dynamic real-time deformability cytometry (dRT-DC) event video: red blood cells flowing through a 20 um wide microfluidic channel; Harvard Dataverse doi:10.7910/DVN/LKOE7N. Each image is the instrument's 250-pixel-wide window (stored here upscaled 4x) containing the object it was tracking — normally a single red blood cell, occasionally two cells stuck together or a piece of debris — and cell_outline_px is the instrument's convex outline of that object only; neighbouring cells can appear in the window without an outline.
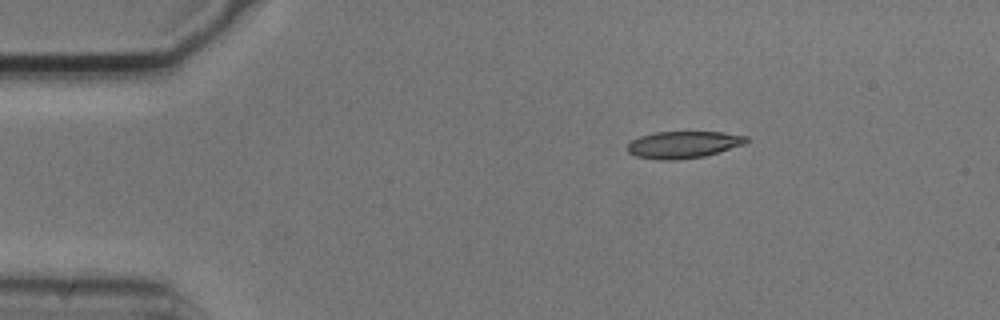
{"species": "common noctule bat (a hibernating species)", "species_latin": "Nyctalus noctula", "temperature_condition": "cold", "stored_images_in_passage": 3, "camera_frame_rate_fps": 3000, "um_per_image_px": 0.085, "animal": {"sex": "male", "body_mass_g": 20.5, "forearm_length_mm": 52.5}, "frame": {"image": 1, "passage_image": 1, "time_ms": 0.0, "image_size_px": [1000, 320], "cell_outline_px": [[748, 140], [744, 144], [704, 156], [676, 160], [660, 160], [636, 156], [628, 152], [624, 148], [632, 140], [640, 136], [656, 132], [724, 132], [748, 136]], "centroid_in_image_um": [58.05, 12.29], "position_along_channel_um": 26.9, "area_um2": 18.67}}
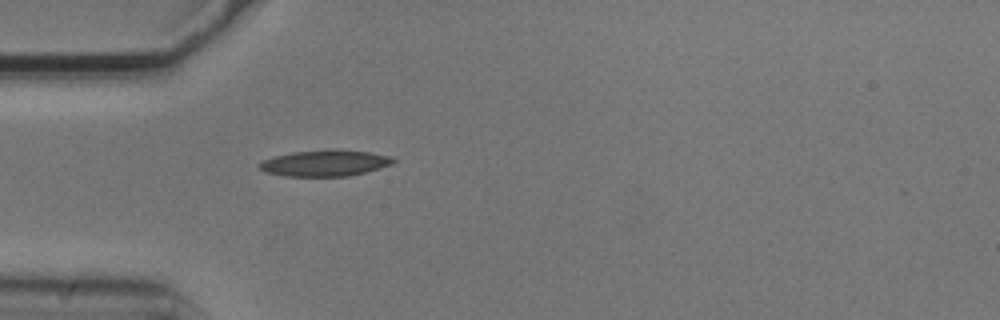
{"frame": {"image": 2, "passage_image": 3, "time_ms": 0.667, "image_size_px": [1000, 320], "cell_outline_px": [[396, 160], [392, 164], [364, 172], [348, 176], [284, 176], [264, 172], [260, 168], [260, 164], [264, 160], [276, 156], [292, 152], [332, 148], [368, 152], [392, 156]], "centroid_in_image_um": [27.64, 13.85], "position_along_channel_um": 57.4, "area_um2": 20.4}}